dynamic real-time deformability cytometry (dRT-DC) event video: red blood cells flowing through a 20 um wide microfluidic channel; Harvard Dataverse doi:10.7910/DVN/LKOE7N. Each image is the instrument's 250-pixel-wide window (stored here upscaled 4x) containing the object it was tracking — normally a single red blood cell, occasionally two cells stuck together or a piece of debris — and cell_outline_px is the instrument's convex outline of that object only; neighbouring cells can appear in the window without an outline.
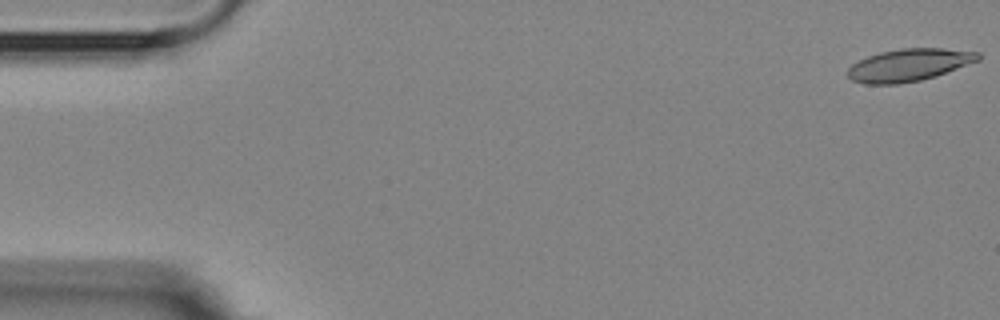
{"species": "Egyptian fruit bat (a non-hibernating species)", "species_latin": "Rousettus aegyptiacus", "temperature_condition": "room temperature", "stored_images_in_passage": 12, "camera_frame_rate_fps": 3000, "um_per_image_px": 0.085, "animal": {"sex": "female"}, "frame": {"image": 1, "passage_image": 1, "time_ms": 0.0, "image_size_px": [1000, 320], "cell_outline_px": [[980, 60], [936, 76], [920, 80], [896, 84], [864, 84], [852, 80], [848, 76], [848, 68], [852, 64], [868, 56], [880, 52], [900, 48], [944, 48], [980, 52]], "centroid_in_image_um": [77.27, 5.52], "position_along_channel_um": 7.7, "area_um2": 24.62}}
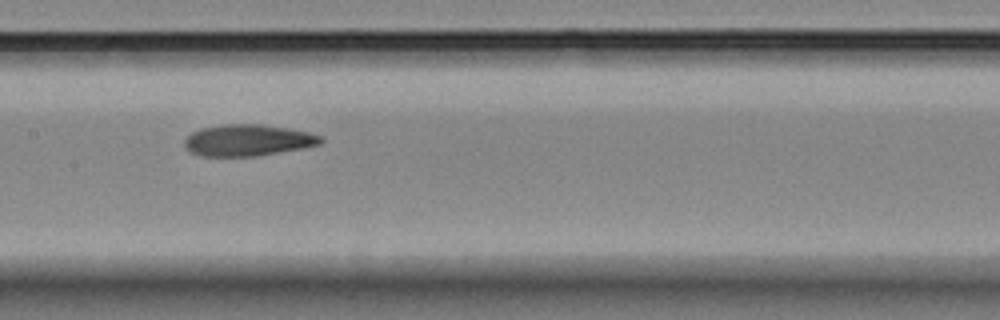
{"frame": {"image": 2, "passage_image": 8, "time_ms": 8.667, "image_size_px": [1000, 320], "cell_outline_px": [[324, 140], [320, 144], [304, 148], [256, 156], [200, 156], [188, 152], [184, 148], [184, 140], [192, 132], [200, 128], [224, 124], [260, 124], [288, 128], [308, 132], [320, 136]], "centroid_in_image_um": [21.03, 11.92], "position_along_channel_um": 186.4, "area_um2": 25.14}}
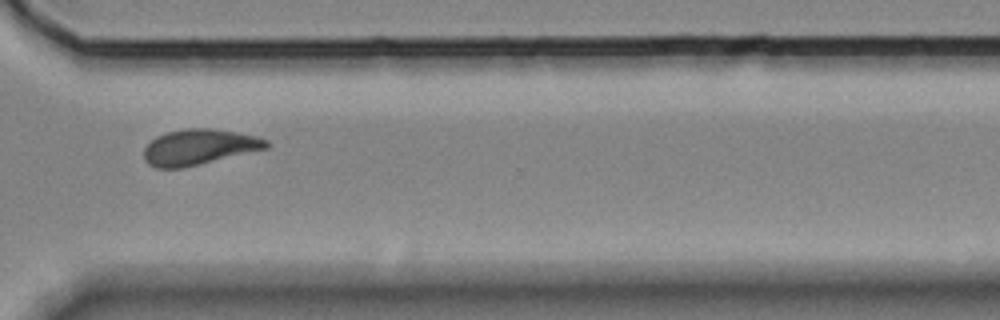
{"frame": {"image": 3, "passage_image": 12, "time_ms": 13.333, "image_size_px": [1000, 320], "cell_outline_px": [[268, 148], [184, 168], [156, 168], [148, 164], [144, 160], [144, 148], [156, 136], [168, 132], [188, 128], [208, 128], [236, 132], [256, 136], [268, 140]], "centroid_in_image_um": [16.9, 12.51], "position_along_channel_um": 353.7, "area_um2": 25.32}}